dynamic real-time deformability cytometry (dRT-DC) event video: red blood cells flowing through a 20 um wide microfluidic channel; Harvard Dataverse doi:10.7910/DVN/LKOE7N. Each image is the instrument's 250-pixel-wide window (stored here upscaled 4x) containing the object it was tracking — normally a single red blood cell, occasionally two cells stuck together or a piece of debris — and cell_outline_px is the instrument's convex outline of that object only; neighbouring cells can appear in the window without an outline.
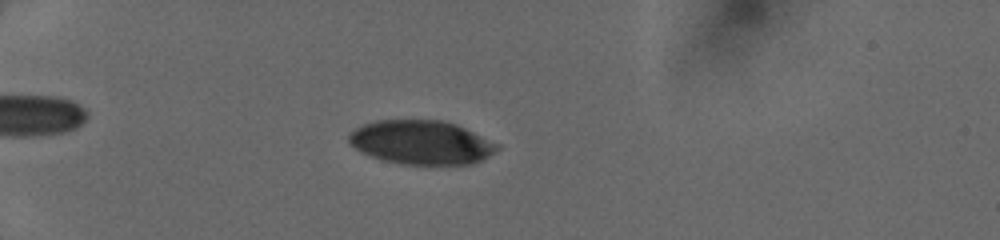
{"species": "human", "species_latin": "Homo sapiens", "temperature_condition": "cold", "stored_images_in_passage": 21, "camera_frame_rate_fps": 3000, "um_per_image_px": 0.085, "donor": {"sex": "female"}, "frame": {"image": 1, "passage_image": 17, "time_ms": 3.667, "image_size_px": [1000, 240], "cell_outline_px": [[500, 148], [496, 152], [472, 164], [400, 164], [384, 160], [360, 152], [348, 140], [348, 136], [356, 128], [364, 124], [376, 120], [444, 120], [456, 124], [500, 144]], "centroid_in_image_um": [35.84, 12.1], "position_along_channel_um": 49.2, "area_um2": 37.86}}